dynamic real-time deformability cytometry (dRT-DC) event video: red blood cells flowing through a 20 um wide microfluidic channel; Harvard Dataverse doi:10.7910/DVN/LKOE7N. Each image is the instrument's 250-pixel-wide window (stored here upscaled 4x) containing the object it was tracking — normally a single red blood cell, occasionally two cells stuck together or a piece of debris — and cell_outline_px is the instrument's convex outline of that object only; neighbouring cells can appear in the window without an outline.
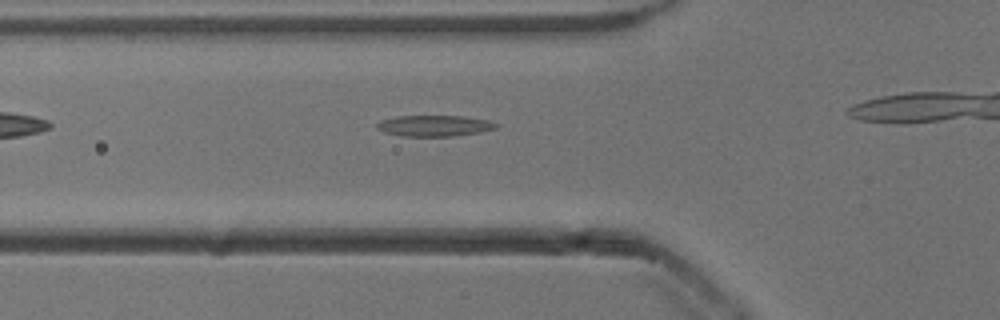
{"species": "common noctule bat (a hibernating species)", "species_latin": "Nyctalus noctula", "temperature_condition": "cold", "stored_images_in_passage": 28, "camera_frame_rate_fps": 3000, "um_per_image_px": 0.085, "animal": {"sex": "male", "body_mass_g": 13.3}, "frame": {"image": 1, "passage_image": 4, "time_ms": 1.0, "image_size_px": [1000, 320], "cell_outline_px": [[500, 124], [496, 128], [480, 132], [452, 136], [400, 136], [376, 128], [376, 124], [380, 120], [396, 116], [464, 116], [488, 120]], "centroid_in_image_um": [36.94, 10.68], "position_along_channel_um": 88.9, "area_um2": 14.57}}
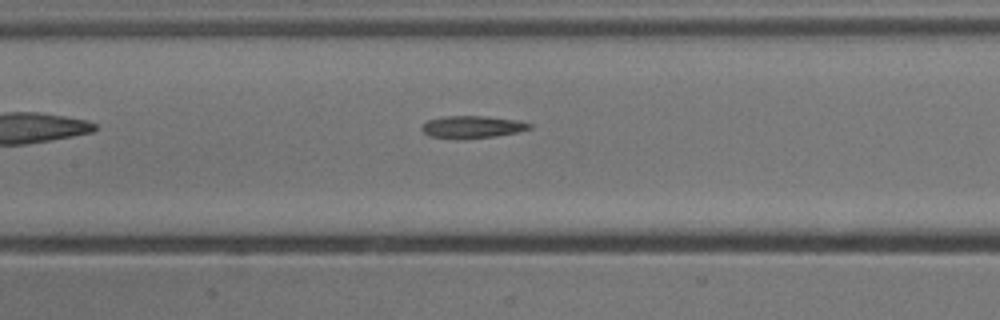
{"frame": {"image": 2, "passage_image": 10, "time_ms": 3.0, "image_size_px": [1000, 320], "cell_outline_px": [[532, 128], [516, 132], [492, 136], [464, 140], [428, 136], [420, 128], [428, 120], [444, 116], [484, 116], [520, 120], [532, 124]], "centroid_in_image_um": [40.13, 10.79], "position_along_channel_um": 167.3, "area_um2": 14.1}}
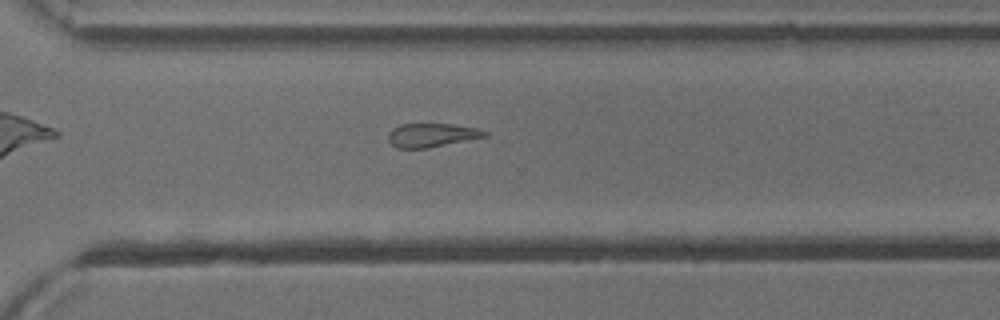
{"frame": {"image": 3, "passage_image": 23, "time_ms": 7.333, "image_size_px": [1000, 320], "cell_outline_px": [[488, 136], [424, 148], [396, 148], [388, 140], [388, 132], [392, 128], [400, 124], [452, 124], [476, 128], [488, 132]], "centroid_in_image_um": [36.66, 11.47], "position_along_channel_um": 333.9, "area_um2": 13.18}}